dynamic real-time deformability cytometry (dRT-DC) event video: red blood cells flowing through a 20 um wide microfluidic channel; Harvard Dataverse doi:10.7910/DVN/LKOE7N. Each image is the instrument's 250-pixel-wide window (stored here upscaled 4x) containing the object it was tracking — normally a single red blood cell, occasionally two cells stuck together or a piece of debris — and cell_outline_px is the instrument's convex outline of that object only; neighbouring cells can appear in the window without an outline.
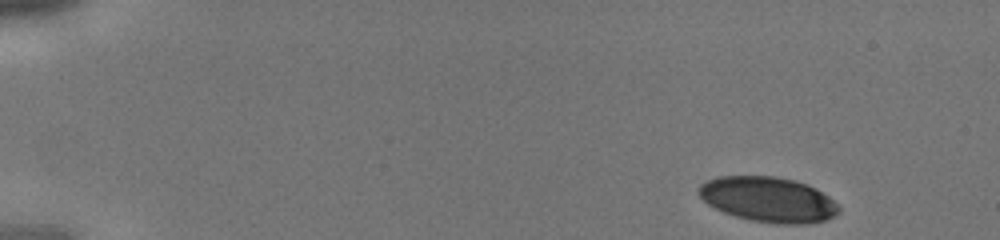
{"species": "human", "species_latin": "Homo sapiens", "temperature_condition": "cold", "stored_images_in_passage": 8, "camera_frame_rate_fps": 3000, "um_per_image_px": 0.085, "donor": {"sex": "male"}, "frame": {"image": 1, "passage_image": 1, "time_ms": 0.0, "image_size_px": [1000, 240], "cell_outline_px": [[840, 212], [824, 220], [800, 224], [780, 224], [752, 220], [736, 216], [724, 212], [708, 204], [696, 192], [700, 184], [716, 176], [776, 176], [796, 180], [808, 184], [816, 188], [828, 196], [840, 208]], "centroid_in_image_um": [65.28, 16.93], "position_along_channel_um": 19.7, "area_um2": 36.76}}